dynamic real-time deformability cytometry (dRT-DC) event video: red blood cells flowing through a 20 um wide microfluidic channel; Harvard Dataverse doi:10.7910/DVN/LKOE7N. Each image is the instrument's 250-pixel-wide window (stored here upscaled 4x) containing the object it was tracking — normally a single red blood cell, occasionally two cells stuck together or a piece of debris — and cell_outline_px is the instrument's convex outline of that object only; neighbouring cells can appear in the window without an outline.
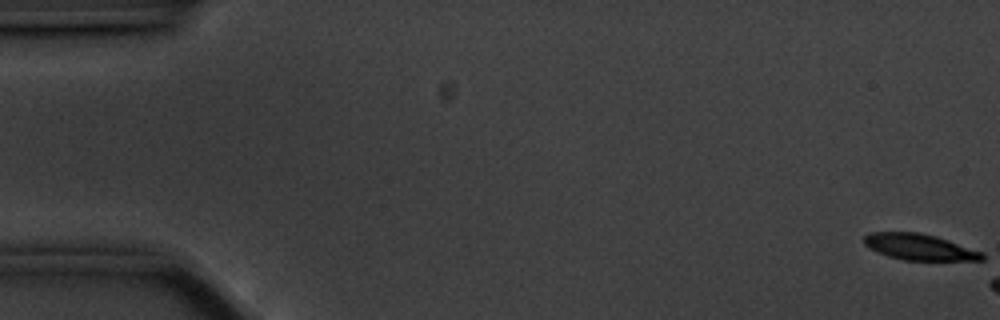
{"species": "common noctule bat (a hibernating species)", "species_latin": "Nyctalus noctula", "temperature_condition": "cold", "stored_images_in_passage": 8, "camera_frame_rate_fps": 3000, "um_per_image_px": 0.085, "animal": {"sex": "male", "body_mass_g": 20.1, "forearm_length_mm": 53.5}, "frame": {"image": 1, "passage_image": 1, "time_ms": 0.0, "image_size_px": [1000, 320], "cell_outline_px": [[984, 260], [904, 260], [888, 256], [868, 248], [864, 244], [864, 236], [868, 232], [920, 232], [936, 236], [984, 252]], "centroid_in_image_um": [78.14, 20.99], "position_along_channel_um": 6.9, "area_um2": 18.03}}